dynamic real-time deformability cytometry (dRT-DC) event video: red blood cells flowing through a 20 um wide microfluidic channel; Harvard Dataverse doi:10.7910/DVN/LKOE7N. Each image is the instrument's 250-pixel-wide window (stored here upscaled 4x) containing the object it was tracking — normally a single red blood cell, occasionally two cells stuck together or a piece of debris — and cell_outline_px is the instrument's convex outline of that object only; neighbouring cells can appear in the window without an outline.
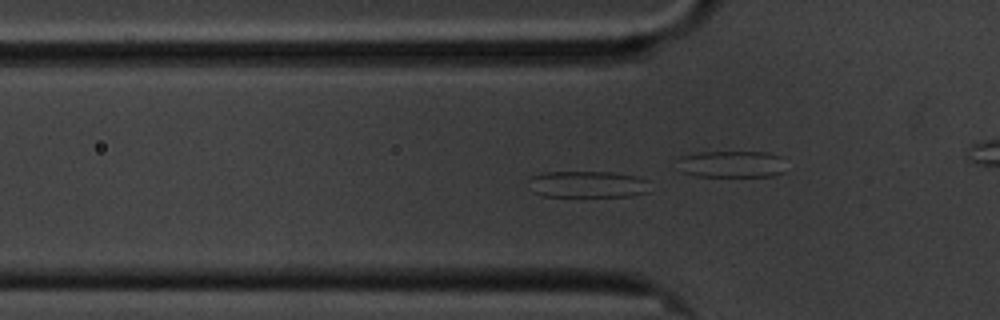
{"species": "common noctule bat (a hibernating species)", "species_latin": "Nyctalus noctula", "temperature_condition": "cold", "stored_images_in_passage": 48, "segment_of_instrument_passage": [1, 2], "camera_frame_rate_fps": 3000, "um_per_image_px": 0.085, "animal": {"sex": "male", "body_mass_g": 20.1, "forearm_length_mm": 53.5}, "frame": {"image": 1, "passage_image": 19, "time_ms": 6.0, "image_size_px": [1000, 320], "cell_outline_px": [[648, 192], [632, 196], [544, 196], [532, 192], [528, 180], [528, 176], [544, 172], [612, 172], [636, 176], [648, 180]], "centroid_in_image_um": [49.91, 15.66], "position_along_channel_um": 75.9, "area_um2": 19.02}}
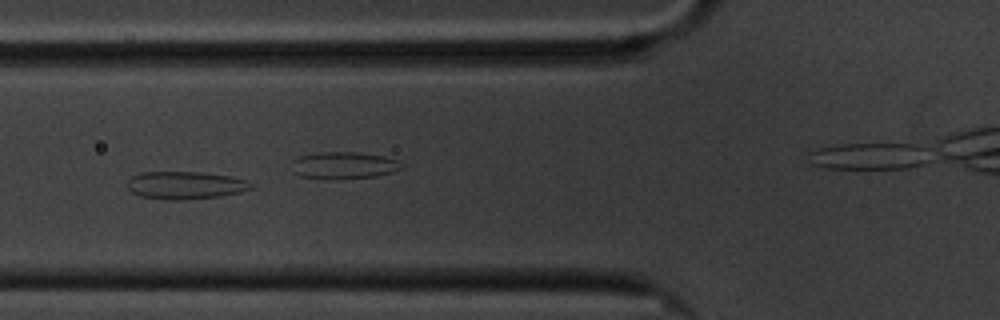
{"frame": {"image": 2, "passage_image": 22, "time_ms": 7.0, "image_size_px": [1000, 320], "cell_outline_px": [[252, 188], [240, 192], [220, 196], [184, 200], [164, 200], [140, 196], [132, 192], [128, 188], [128, 180], [132, 176], [140, 172], [200, 172], [232, 176], [248, 180], [252, 184]], "centroid_in_image_um": [15.76, 15.75], "position_along_channel_um": 110.0, "area_um2": 20.11}}
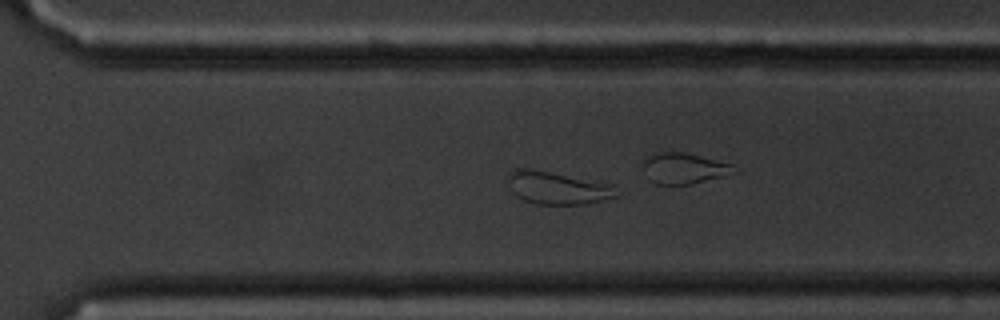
{"frame": {"image": 3, "passage_image": 41, "time_ms": 13.333, "image_size_px": [1000, 320], "cell_outline_px": [[620, 192], [616, 196], [588, 204], [536, 204], [524, 200], [516, 196], [512, 192], [508, 180], [508, 172], [520, 168], [528, 168], [612, 184]], "centroid_in_image_um": [47.38, 15.98], "position_along_channel_um": 323.2, "area_um2": 20.52}}